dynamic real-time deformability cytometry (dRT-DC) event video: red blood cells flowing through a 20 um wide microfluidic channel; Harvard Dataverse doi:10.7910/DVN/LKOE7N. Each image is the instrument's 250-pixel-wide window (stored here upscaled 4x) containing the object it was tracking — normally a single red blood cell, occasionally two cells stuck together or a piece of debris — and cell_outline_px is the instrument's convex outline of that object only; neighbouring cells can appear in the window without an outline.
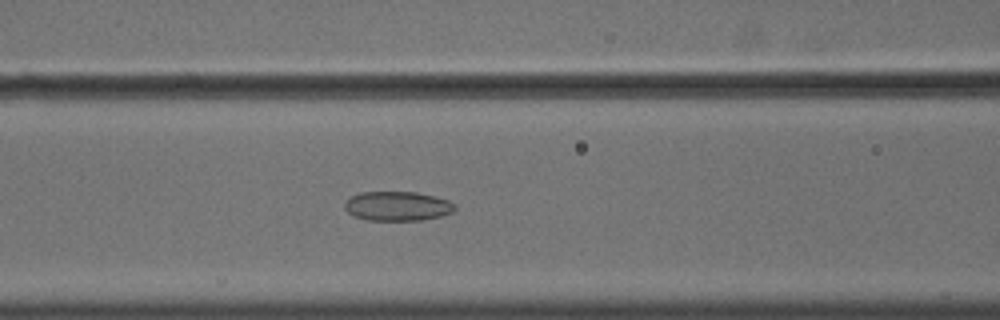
{"species": "common noctule bat (a hibernating species)", "species_latin": "Nyctalus noctula", "temperature_condition": "cold", "stored_images_in_passage": 56, "camera_frame_rate_fps": 3000, "um_per_image_px": 0.085, "animal": {"sex": "male", "body_mass_g": 18.8}, "frame": {"image": 1, "passage_image": 24, "time_ms": 7.667, "image_size_px": [1000, 320], "cell_outline_px": [[456, 208], [452, 212], [440, 216], [420, 220], [368, 220], [356, 216], [348, 212], [344, 208], [344, 204], [352, 196], [360, 192], [416, 192], [436, 196], [448, 200], [456, 204]], "centroid_in_image_um": [33.81, 17.51], "position_along_channel_um": 132.8, "area_um2": 18.79}}
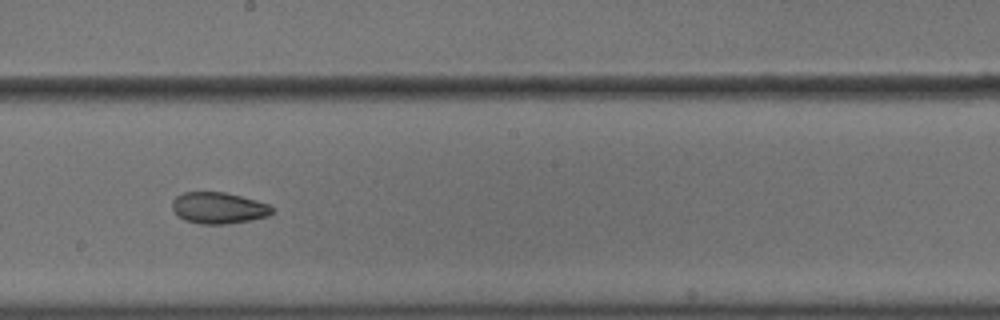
{"frame": {"image": 2, "passage_image": 32, "time_ms": 10.333, "image_size_px": [1000, 320], "cell_outline_px": [[276, 212], [268, 216], [252, 220], [228, 224], [200, 224], [184, 220], [172, 208], [172, 200], [176, 196], [184, 192], [224, 192], [256, 200], [268, 204]], "centroid_in_image_um": [18.6, 17.68], "position_along_channel_um": 229.6, "area_um2": 18.32}}
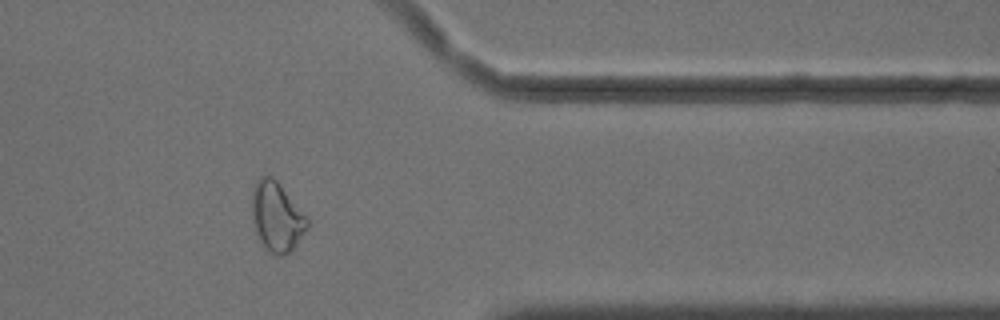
{"frame": {"image": 3, "passage_image": 46, "time_ms": 15.0, "image_size_px": [1000, 320], "cell_outline_px": [[308, 228], [292, 248], [284, 256], [280, 256], [264, 248], [260, 240], [252, 220], [252, 196], [256, 180], [260, 176], [272, 176], [276, 180], [308, 220]], "centroid_in_image_um": [23.49, 18.42], "position_along_channel_um": 387.9, "area_um2": 21.73}, "authors_computed_cell_mechanics": {"area_um2": 21.9351, "velocity_mm_per_s": 3.6229, "shape_relaxation_time_tau1_ms": null, "shape_relaxation_time_tau2_ms": 5.4181, "deformation_change_tau1": null, "deformation_change_tau2": 0.104}}